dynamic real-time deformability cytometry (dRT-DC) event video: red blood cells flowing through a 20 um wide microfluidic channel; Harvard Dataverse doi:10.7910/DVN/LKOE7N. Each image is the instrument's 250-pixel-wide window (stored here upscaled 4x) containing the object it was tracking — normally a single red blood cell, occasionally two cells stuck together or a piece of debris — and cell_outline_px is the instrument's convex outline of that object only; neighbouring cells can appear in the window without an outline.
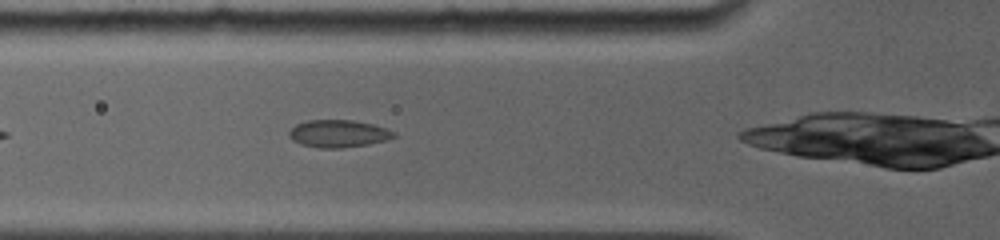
{"species": "common noctule bat (a hibernating species)", "species_latin": "Nyctalus noctula", "temperature_condition": "room temperature", "stored_images_in_passage": 31, "camera_frame_rate_fps": 5000, "um_per_image_px": 0.085, "animal": {"sex": "female", "body_mass_g": 19.0, "forearm_length_mm": 56.7}, "frame": {"image": 1, "passage_image": 4, "time_ms": 1.6, "image_size_px": [1000, 240], "cell_outline_px": [[396, 136], [384, 140], [368, 144], [340, 148], [320, 148], [300, 144], [292, 140], [288, 136], [288, 132], [296, 124], [308, 120], [352, 120], [372, 124], [396, 132]], "centroid_in_image_um": [28.72, 11.36], "position_along_channel_um": 97.1, "area_um2": 16.65}}
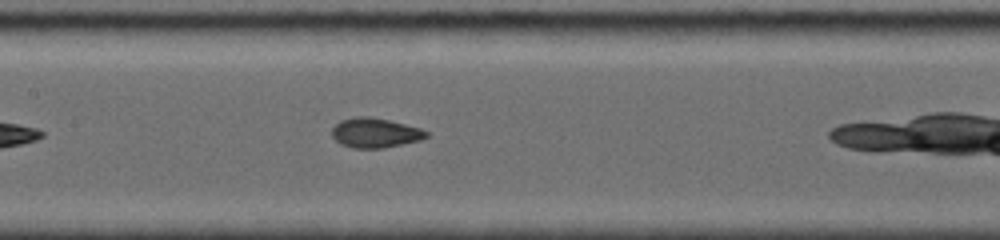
{"frame": {"image": 2, "passage_image": 8, "time_ms": 3.6, "image_size_px": [1000, 240], "cell_outline_px": [[428, 136], [420, 140], [380, 148], [352, 148], [340, 144], [332, 136], [332, 128], [340, 120], [356, 116], [368, 116], [388, 120], [420, 128], [428, 132]], "centroid_in_image_um": [31.85, 11.28], "position_along_channel_um": 175.6, "area_um2": 16.18}}
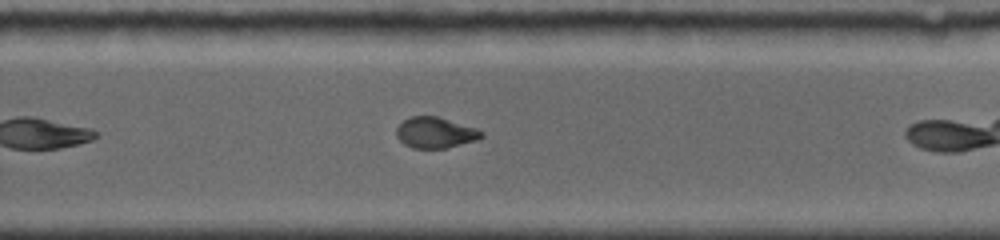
{"frame": {"image": 3, "passage_image": 14, "time_ms": 6.6, "image_size_px": [1000, 240], "cell_outline_px": [[484, 136], [476, 140], [444, 148], [412, 148], [404, 144], [396, 136], [396, 128], [404, 120], [412, 116], [436, 116], [476, 128], [484, 132]], "centroid_in_image_um": [36.99, 11.27], "position_along_channel_um": 292.8, "area_um2": 15.14}}